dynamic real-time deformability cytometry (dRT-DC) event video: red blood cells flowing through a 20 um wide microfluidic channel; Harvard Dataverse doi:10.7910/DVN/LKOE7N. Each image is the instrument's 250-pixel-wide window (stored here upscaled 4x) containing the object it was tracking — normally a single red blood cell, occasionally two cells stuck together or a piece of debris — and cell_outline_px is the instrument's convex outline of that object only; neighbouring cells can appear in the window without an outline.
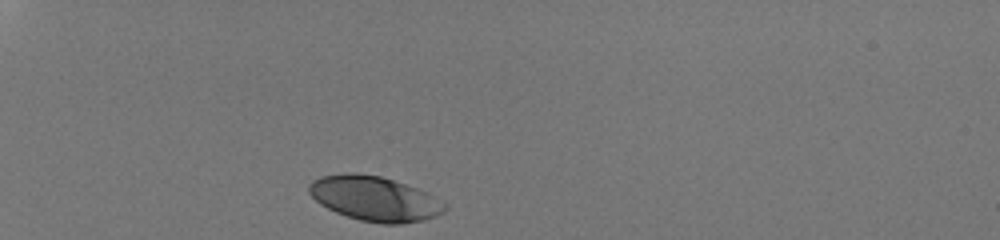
{"species": "human", "species_latin": "Homo sapiens", "temperature_condition": "room temperature", "stored_images_in_passage": 29, "camera_frame_rate_fps": 3000, "um_per_image_px": 0.085, "donor": {"sex": "male"}, "frame": {"image": 1, "passage_image": 1, "time_ms": 0.0, "image_size_px": [1000, 240], "cell_outline_px": [[448, 208], [444, 212], [436, 216], [424, 220], [400, 224], [384, 224], [360, 220], [336, 212], [320, 204], [308, 192], [308, 184], [312, 180], [320, 176], [344, 172], [352, 172], [380, 176], [416, 188], [448, 204]], "centroid_in_image_um": [31.83, 16.88], "position_along_channel_um": 53.2, "area_um2": 35.37}}
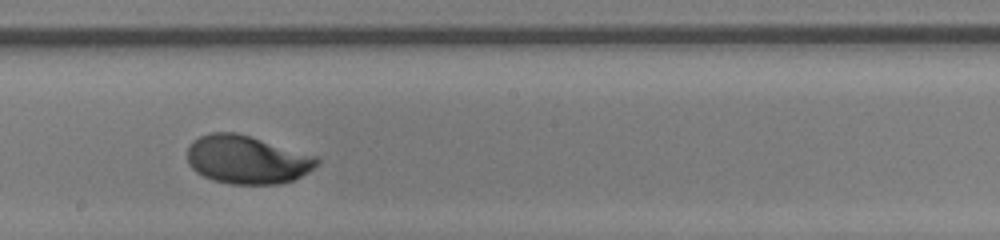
{"frame": {"image": 2, "passage_image": 17, "time_ms": 5.333, "image_size_px": [1000, 240], "cell_outline_px": [[320, 160], [308, 172], [292, 180], [280, 184], [232, 184], [212, 180], [196, 172], [188, 164], [188, 148], [192, 140], [208, 132], [236, 132], [252, 136], [316, 156]], "centroid_in_image_um": [20.96, 13.56], "position_along_channel_um": 227.2, "area_um2": 36.53}}
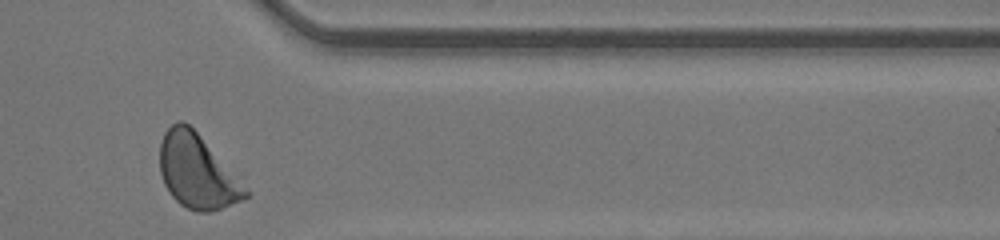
{"frame": {"image": 3, "passage_image": 29, "time_ms": 9.333, "image_size_px": [1000, 240], "cell_outline_px": [[248, 196], [240, 200], [220, 208], [208, 212], [200, 212], [188, 208], [180, 204], [168, 192], [164, 184], [160, 172], [160, 144], [164, 132], [172, 124], [180, 120], [184, 120], [196, 132], [248, 192]], "centroid_in_image_um": [16.66, 14.58], "position_along_channel_um": 394.7, "area_um2": 35.55}, "authors_computed_cell_mechanics": {"area_um2": 36.125, "velocity_mm_per_s": 4.2368, "shape_relaxation_time_tau1_ms": 1.7143, "shape_relaxation_time_tau2_ms": null, "deformation_change_tau1": 0.1293, "deformation_change_tau2": null}}